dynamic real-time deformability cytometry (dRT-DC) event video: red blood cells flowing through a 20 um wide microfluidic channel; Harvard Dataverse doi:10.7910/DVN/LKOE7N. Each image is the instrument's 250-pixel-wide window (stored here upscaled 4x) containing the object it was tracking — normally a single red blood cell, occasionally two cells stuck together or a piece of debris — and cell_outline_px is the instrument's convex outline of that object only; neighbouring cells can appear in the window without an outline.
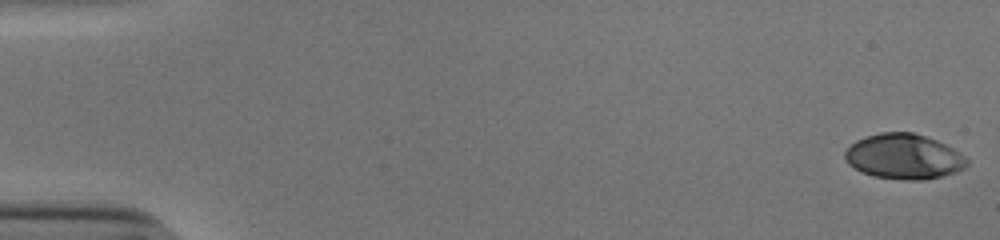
{"species": "human", "species_latin": "Homo sapiens", "temperature_condition": "cold", "stored_images_in_passage": 54, "camera_frame_rate_fps": 3000, "um_per_image_px": 0.085, "donor": {"sex": "male"}, "frame": {"image": 1, "passage_image": 1, "time_ms": 0.0, "image_size_px": [1000, 240], "cell_outline_px": [[968, 164], [964, 168], [956, 172], [924, 180], [908, 180], [872, 176], [848, 164], [844, 156], [844, 152], [856, 140], [880, 132], [912, 132], [936, 140], [960, 152], [968, 160]], "centroid_in_image_um": [76.83, 13.31], "position_along_channel_um": 8.2, "area_um2": 31.85}}
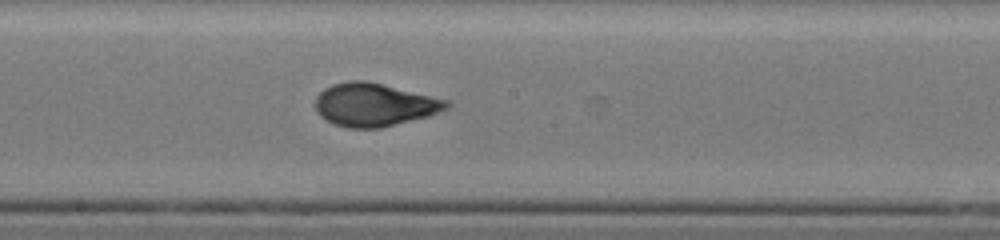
{"frame": {"image": 2, "passage_image": 30, "time_ms": 9.667, "image_size_px": [1000, 240], "cell_outline_px": [[452, 104], [448, 108], [428, 116], [380, 128], [348, 128], [336, 124], [320, 116], [316, 112], [316, 96], [324, 88], [332, 84], [348, 80], [364, 80], [448, 100]], "centroid_in_image_um": [31.79, 8.9], "position_along_channel_um": 216.4, "area_um2": 32.66}}
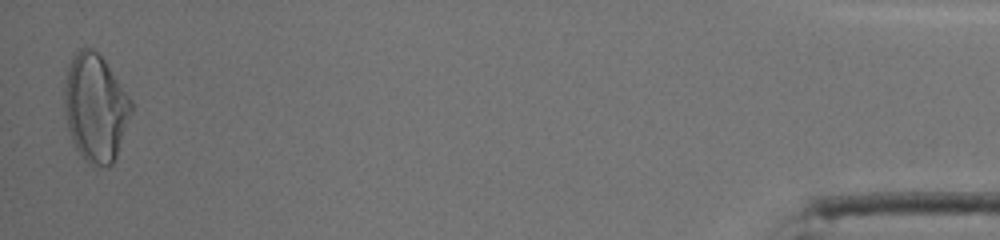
{"frame": {"image": 3, "passage_image": 53, "time_ms": 17.333, "image_size_px": [1000, 240], "cell_outline_px": [[132, 112], [116, 156], [112, 164], [108, 168], [88, 164], [84, 160], [76, 148], [72, 140], [68, 128], [64, 108], [64, 84], [68, 68], [72, 56], [84, 44], [92, 48], [104, 60], [132, 100]], "centroid_in_image_um": [8.1, 9.16], "position_along_channel_um": 427.1, "area_um2": 42.08}, "authors_computed_cell_mechanics": {"area_um2": 32.368, "velocity_mm_per_s": 3.8523, "shape_relaxation_time_tau1_ms": 4.7703, "shape_relaxation_time_tau2_ms": 0.9343, "deformation_change_tau1": 0.2001, "deformation_change_tau2": 0.0576}}